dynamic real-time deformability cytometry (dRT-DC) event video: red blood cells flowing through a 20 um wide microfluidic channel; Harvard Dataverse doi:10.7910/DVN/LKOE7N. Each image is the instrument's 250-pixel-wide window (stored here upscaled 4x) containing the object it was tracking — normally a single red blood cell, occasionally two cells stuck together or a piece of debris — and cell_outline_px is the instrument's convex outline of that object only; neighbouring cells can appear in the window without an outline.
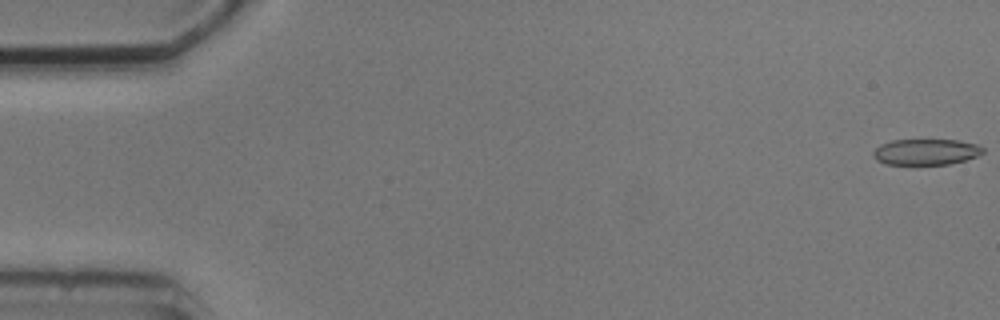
{"species": "common noctule bat (a hibernating species)", "species_latin": "Nyctalus noctula", "temperature_condition": "cold", "stored_images_in_passage": 5, "camera_frame_rate_fps": 3000, "um_per_image_px": 0.085, "animal": {"sex": "male", "body_mass_g": 20.5, "forearm_length_mm": 52.5}, "frame": {"image": 1, "passage_image": 1, "time_ms": 0.0, "image_size_px": [1000, 320], "cell_outline_px": [[984, 152], [976, 156], [964, 160], [948, 164], [884, 164], [876, 160], [872, 156], [872, 152], [880, 144], [892, 140], [960, 140], [976, 144], [984, 148]], "centroid_in_image_um": [78.67, 12.9], "position_along_channel_um": 6.3, "area_um2": 16.59}}
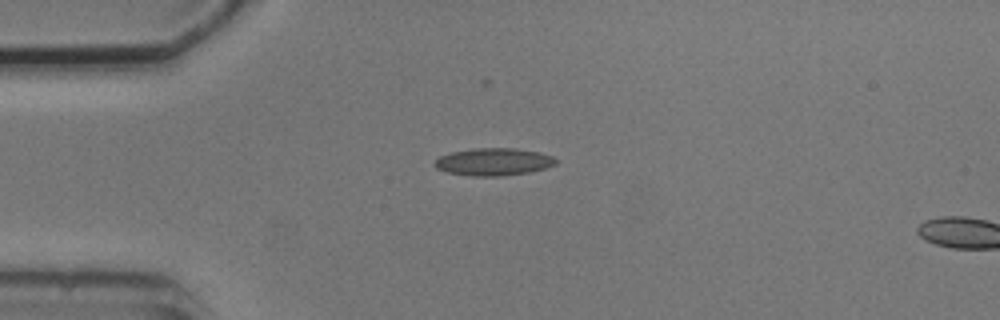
{"frame": {"image": 2, "passage_image": 4, "time_ms": 4.333, "image_size_px": [1000, 320], "cell_outline_px": [[556, 164], [544, 168], [528, 172], [500, 176], [472, 176], [448, 172], [436, 168], [432, 164], [440, 156], [452, 152], [476, 148], [516, 148], [540, 152], [552, 156], [556, 160]], "centroid_in_image_um": [41.94, 13.75], "position_along_channel_um": 43.1, "area_um2": 19.25}}